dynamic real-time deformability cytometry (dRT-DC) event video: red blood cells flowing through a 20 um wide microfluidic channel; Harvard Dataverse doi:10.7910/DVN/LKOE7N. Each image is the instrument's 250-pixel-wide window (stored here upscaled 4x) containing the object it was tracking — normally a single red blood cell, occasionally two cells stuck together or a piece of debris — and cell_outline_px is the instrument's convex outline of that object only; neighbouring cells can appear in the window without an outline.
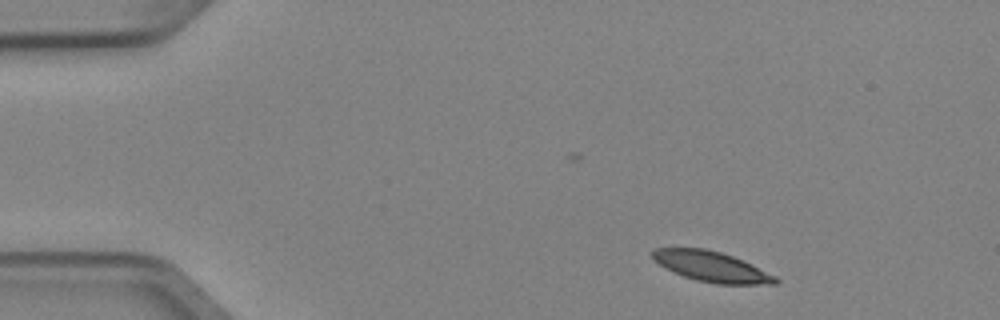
{"species": "Egyptian fruit bat (a non-hibernating species)", "species_latin": "Rousettus aegyptiacus", "temperature_condition": "cold", "stored_images_in_passage": 3, "camera_frame_rate_fps": 3000, "um_per_image_px": 0.085, "animal": {"sex": "female"}, "frame": {"image": 1, "passage_image": 1, "time_ms": 0.0, "image_size_px": [1000, 320], "cell_outline_px": [[780, 280], [776, 284], [716, 284], [696, 280], [684, 276], [664, 268], [652, 260], [652, 248], [704, 248], [720, 252], [732, 256], [752, 264], [776, 276]], "centroid_in_image_um": [60.46, 22.66], "position_along_channel_um": 24.5, "area_um2": 21.79}}